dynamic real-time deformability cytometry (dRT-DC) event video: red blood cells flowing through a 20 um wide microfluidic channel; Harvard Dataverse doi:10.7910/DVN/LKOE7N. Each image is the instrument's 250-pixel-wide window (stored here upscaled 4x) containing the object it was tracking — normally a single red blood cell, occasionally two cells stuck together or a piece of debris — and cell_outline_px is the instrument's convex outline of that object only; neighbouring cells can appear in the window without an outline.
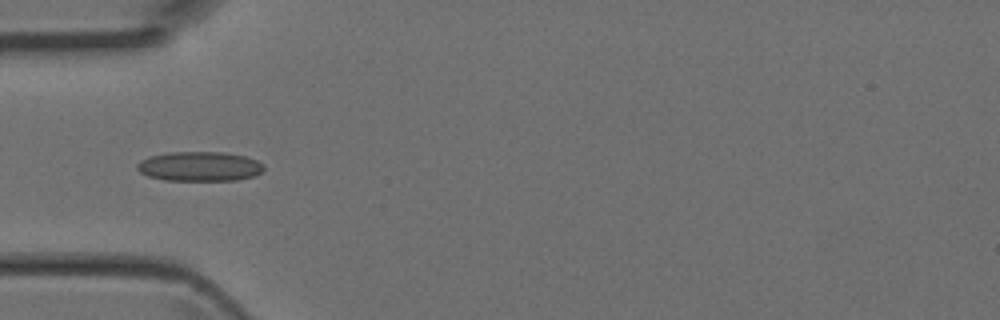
{"species": "Egyptian fruit bat (a non-hibernating species)", "species_latin": "Rousettus aegyptiacus", "temperature_condition": "room temperature", "stored_images_in_passage": 4, "camera_frame_rate_fps": 3000, "um_per_image_px": 0.085, "animal": {"sex": "female"}, "frame": {"image": 1, "passage_image": 4, "time_ms": 1.0, "image_size_px": [1000, 320], "cell_outline_px": [[264, 168], [256, 176], [236, 180], [164, 180], [148, 176], [140, 172], [136, 168], [136, 164], [140, 160], [148, 156], [168, 152], [224, 152], [244, 156], [256, 160], [264, 164]], "centroid_in_image_um": [16.94, 14.14], "position_along_channel_um": 68.1, "area_um2": 21.96}}